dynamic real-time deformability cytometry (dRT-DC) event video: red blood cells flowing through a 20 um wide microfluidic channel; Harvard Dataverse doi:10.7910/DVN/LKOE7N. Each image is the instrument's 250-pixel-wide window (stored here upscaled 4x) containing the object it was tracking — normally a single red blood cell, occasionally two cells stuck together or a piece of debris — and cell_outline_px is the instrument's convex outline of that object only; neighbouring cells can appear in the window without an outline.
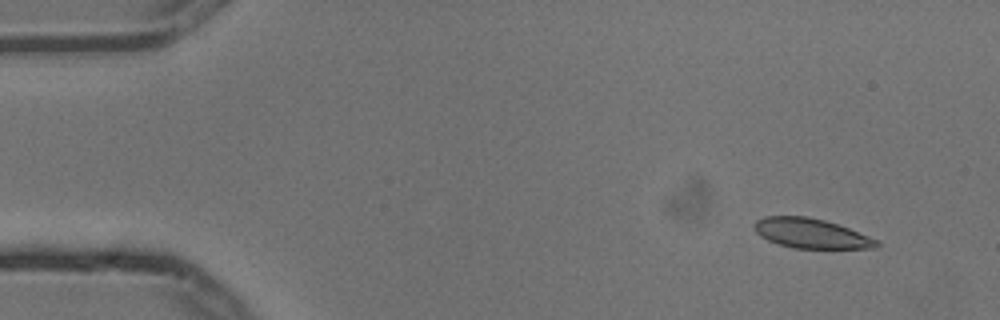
{"species": "common noctule bat (a hibernating species)", "species_latin": "Nyctalus noctula", "temperature_condition": "cold", "stored_images_in_passage": 6, "camera_frame_rate_fps": 3000, "um_per_image_px": 0.085, "animal": {"sex": "male", "body_mass_g": 13.3}, "frame": {"image": 1, "passage_image": 2, "time_ms": 0.333, "image_size_px": [1000, 320], "cell_outline_px": [[880, 244], [876, 248], [792, 248], [768, 240], [760, 236], [752, 228], [752, 224], [756, 220], [764, 216], [804, 216], [824, 220], [848, 228], [868, 236], [876, 240]], "centroid_in_image_um": [68.87, 19.83], "position_along_channel_um": 16.1, "area_um2": 21.04}}
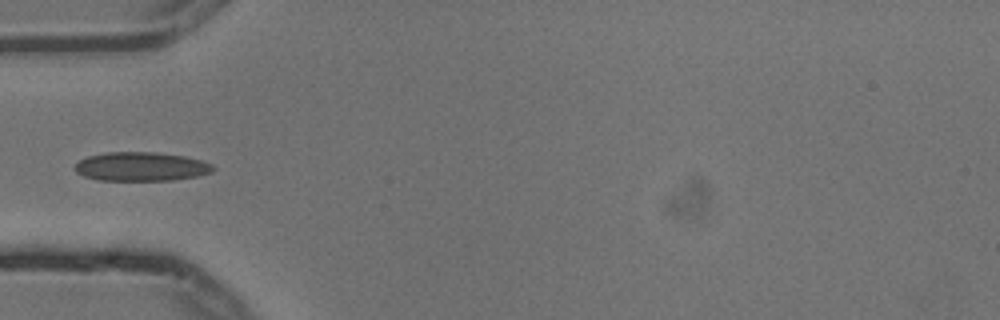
{"frame": {"image": 2, "passage_image": 5, "time_ms": 1.333, "image_size_px": [1000, 320], "cell_outline_px": [[216, 168], [212, 172], [196, 176], [172, 180], [100, 180], [84, 176], [76, 172], [72, 168], [80, 160], [88, 156], [108, 152], [152, 152], [184, 156], [200, 160], [212, 164]], "centroid_in_image_um": [11.98, 14.16], "position_along_channel_um": 73.0, "area_um2": 23.18}}
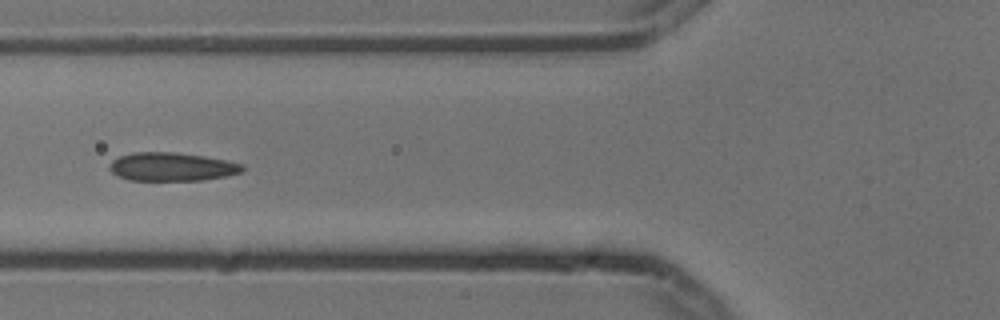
{"frame": {"image": 3, "passage_image": 6, "time_ms": 1.667, "image_size_px": [1000, 320], "cell_outline_px": [[244, 172], [228, 176], [204, 180], [128, 180], [116, 176], [108, 168], [108, 164], [112, 160], [120, 156], [132, 152], [172, 152], [204, 156], [228, 160], [244, 164]], "centroid_in_image_um": [14.62, 14.18], "position_along_channel_um": 111.2, "area_um2": 22.37}}